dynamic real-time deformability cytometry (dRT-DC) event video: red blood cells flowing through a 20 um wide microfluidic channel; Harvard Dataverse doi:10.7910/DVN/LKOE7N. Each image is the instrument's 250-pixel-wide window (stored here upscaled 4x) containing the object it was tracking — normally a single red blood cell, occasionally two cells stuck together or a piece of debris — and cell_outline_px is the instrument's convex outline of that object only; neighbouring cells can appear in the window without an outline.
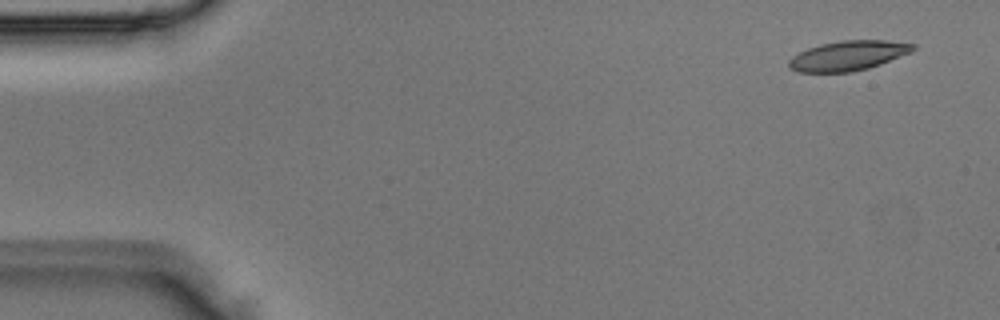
{"species": "Egyptian fruit bat (a non-hibernating species)", "species_latin": "Rousettus aegyptiacus", "temperature_condition": "room temperature", "stored_images_in_passage": 5, "camera_frame_rate_fps": 3000, "um_per_image_px": 0.085, "animal": {"sex": "male"}, "frame": {"image": 1, "passage_image": 1, "time_ms": 0.0, "image_size_px": [1000, 320], "cell_outline_px": [[916, 48], [912, 52], [880, 64], [868, 68], [852, 72], [796, 72], [788, 68], [788, 60], [792, 56], [808, 48], [820, 44], [840, 40], [884, 40], [916, 44]], "centroid_in_image_um": [72.07, 4.73], "position_along_channel_um": 12.9, "area_um2": 21.68}}
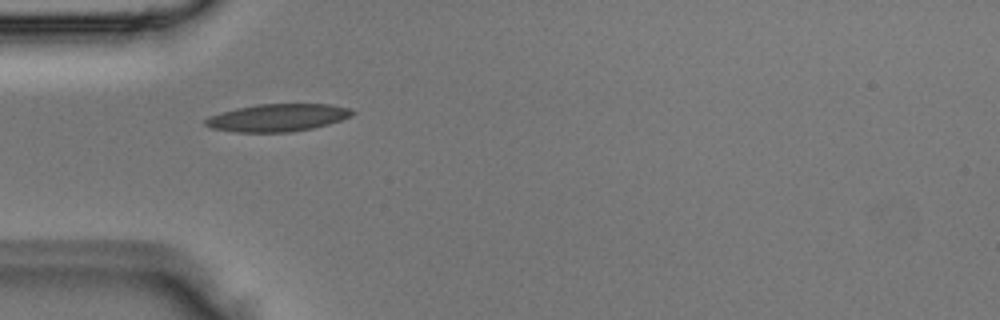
{"frame": {"image": 2, "passage_image": 4, "time_ms": 1.0, "image_size_px": [1000, 320], "cell_outline_px": [[356, 112], [352, 116], [328, 124], [312, 128], [292, 132], [236, 132], [212, 128], [204, 124], [204, 120], [208, 116], [236, 108], [256, 104], [332, 104], [352, 108]], "centroid_in_image_um": [23.62, 9.99], "position_along_channel_um": 61.4, "area_um2": 23.7}}
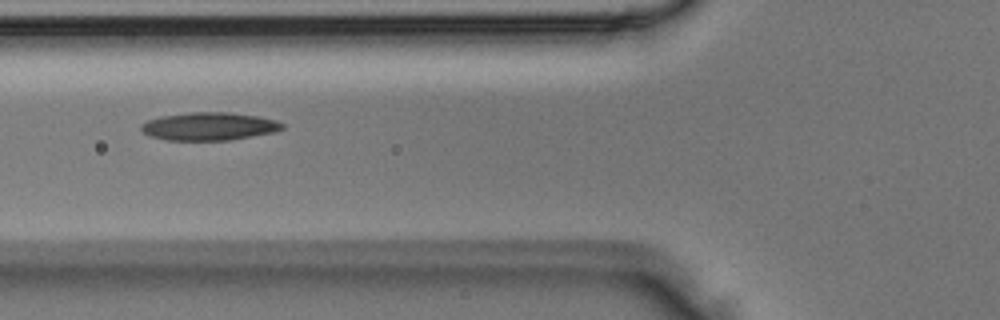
{"frame": {"image": 3, "passage_image": 5, "time_ms": 1.333, "image_size_px": [1000, 320], "cell_outline_px": [[284, 128], [276, 132], [232, 140], [168, 140], [148, 136], [140, 128], [140, 124], [148, 120], [160, 116], [192, 112], [228, 112], [260, 116], [276, 120], [284, 124]], "centroid_in_image_um": [17.8, 10.74], "position_along_channel_um": 108.0, "area_um2": 23.24}}